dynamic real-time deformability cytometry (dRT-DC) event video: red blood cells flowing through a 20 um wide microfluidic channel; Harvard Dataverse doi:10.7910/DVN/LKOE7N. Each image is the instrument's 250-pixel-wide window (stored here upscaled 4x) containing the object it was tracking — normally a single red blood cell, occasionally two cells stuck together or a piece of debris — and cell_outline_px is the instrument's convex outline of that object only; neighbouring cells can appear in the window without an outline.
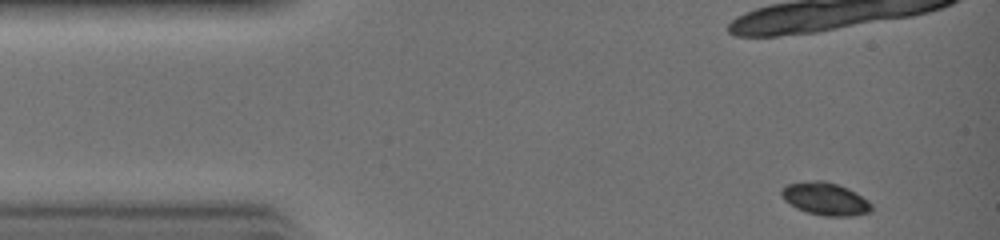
{"species": "common noctule bat (a hibernating species)", "species_latin": "Nyctalus noctula", "temperature_condition": "warm", "stored_images_in_passage": 10, "camera_frame_rate_fps": 3000, "um_per_image_px": 0.085, "animal": {"sex": "female", "body_mass_g": 19.0, "forearm_length_mm": 51.5}, "frame": {"image": 1, "passage_image": 1, "time_ms": 0.0, "image_size_px": [1000, 240], "cell_outline_px": [[872, 212], [852, 216], [824, 216], [808, 212], [796, 208], [784, 200], [780, 192], [788, 184], [816, 180], [824, 180], [848, 188], [868, 200], [872, 204]], "centroid_in_image_um": [70.18, 16.91], "position_along_channel_um": 14.8, "area_um2": 17.05}}